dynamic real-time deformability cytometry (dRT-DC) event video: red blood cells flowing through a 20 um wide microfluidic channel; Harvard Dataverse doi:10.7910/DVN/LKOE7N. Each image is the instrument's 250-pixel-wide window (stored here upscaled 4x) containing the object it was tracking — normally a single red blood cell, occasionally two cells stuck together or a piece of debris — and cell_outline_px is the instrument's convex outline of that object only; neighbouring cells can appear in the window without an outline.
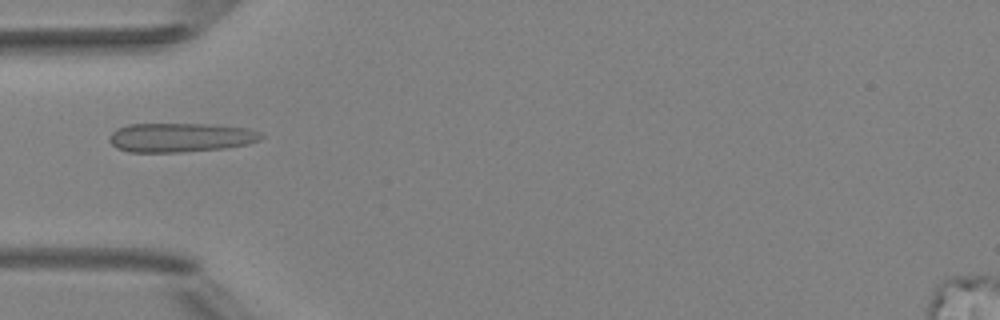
{"species": "Egyptian fruit bat (a non-hibernating species)", "species_latin": "Rousettus aegyptiacus", "temperature_condition": "room temperature", "stored_images_in_passage": 5, "camera_frame_rate_fps": 3000, "um_per_image_px": 0.085, "animal": {"sex": "female"}, "frame": {"image": 1, "passage_image": 5, "time_ms": 4.667, "image_size_px": [1000, 320], "cell_outline_px": [[264, 136], [260, 140], [248, 144], [224, 148], [180, 152], [128, 152], [116, 148], [108, 140], [108, 136], [116, 128], [128, 124], [212, 124], [248, 128]], "centroid_in_image_um": [15.29, 11.68], "position_along_channel_um": 69.7, "area_um2": 25.89}}